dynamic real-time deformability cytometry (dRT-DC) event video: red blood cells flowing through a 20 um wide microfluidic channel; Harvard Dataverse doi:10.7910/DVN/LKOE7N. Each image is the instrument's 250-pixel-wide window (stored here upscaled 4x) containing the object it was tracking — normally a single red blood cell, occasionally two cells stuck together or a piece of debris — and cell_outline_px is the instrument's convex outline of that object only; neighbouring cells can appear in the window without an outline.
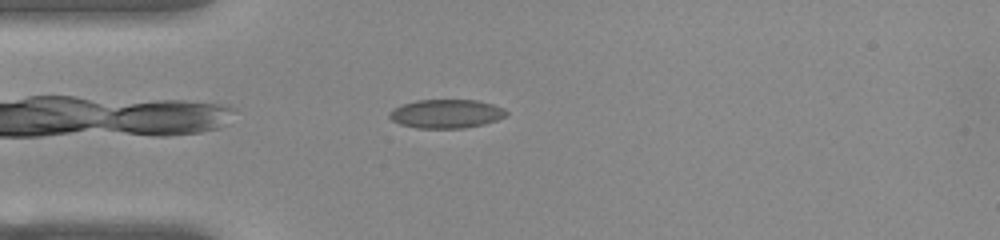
{"species": "common noctule bat (a hibernating species)", "species_latin": "Nyctalus noctula", "temperature_condition": "warm", "stored_images_in_passage": 42, "camera_frame_rate_fps": 3000, "um_per_image_px": 0.085, "animal": {"sex": "female", "body_mass_g": 22.0, "forearm_length_mm": 56.7}, "frame": {"image": 1, "passage_image": 3, "time_ms": 0.667, "image_size_px": [1000, 240], "cell_outline_px": [[508, 112], [504, 116], [496, 120], [484, 124], [464, 128], [416, 128], [400, 124], [392, 120], [388, 116], [388, 112], [404, 104], [416, 100], [476, 100], [492, 104], [504, 108]], "centroid_in_image_um": [37.93, 9.67], "position_along_channel_um": 47.1, "area_um2": 19.48}}
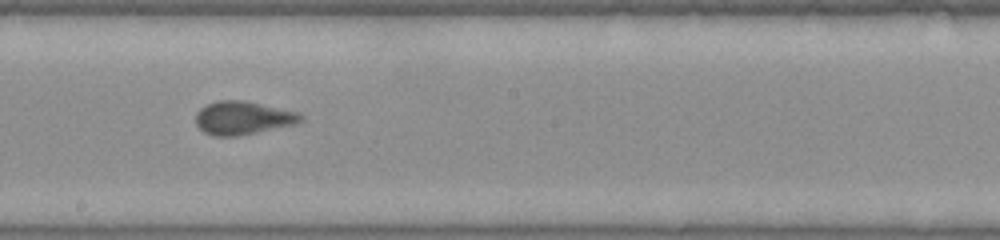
{"frame": {"image": 2, "passage_image": 18, "time_ms": 5.667, "image_size_px": [1000, 240], "cell_outline_px": [[304, 120], [296, 124], [236, 136], [216, 136], [204, 132], [196, 124], [196, 112], [200, 108], [216, 100], [244, 100], [296, 112], [304, 116]], "centroid_in_image_um": [20.63, 10.02], "position_along_channel_um": 227.6, "area_um2": 20.23}}
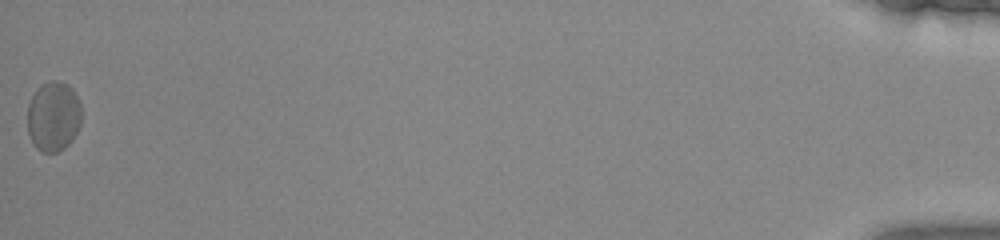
{"frame": {"image": 3, "passage_image": 42, "time_ms": 13.667, "image_size_px": [1000, 240], "cell_outline_px": [[80, 124], [72, 140], [64, 148], [56, 152], [44, 152], [36, 148], [32, 144], [28, 132], [28, 104], [36, 88], [40, 84], [48, 80], [56, 80], [68, 84], [72, 88], [80, 104]], "centroid_in_image_um": [4.52, 9.87], "position_along_channel_um": 430.7, "area_um2": 22.14}, "authors_computed_cell_mechanics": {"area_um2": 19.8254, "velocity_mm_per_s": 3.8525, "shape_relaxation_time_tau1_ms": 6.0736, "shape_relaxation_time_tau2_ms": 0.8805, "deformation_change_tau1": 0.1397, "deformation_change_tau2": 0.0642}}